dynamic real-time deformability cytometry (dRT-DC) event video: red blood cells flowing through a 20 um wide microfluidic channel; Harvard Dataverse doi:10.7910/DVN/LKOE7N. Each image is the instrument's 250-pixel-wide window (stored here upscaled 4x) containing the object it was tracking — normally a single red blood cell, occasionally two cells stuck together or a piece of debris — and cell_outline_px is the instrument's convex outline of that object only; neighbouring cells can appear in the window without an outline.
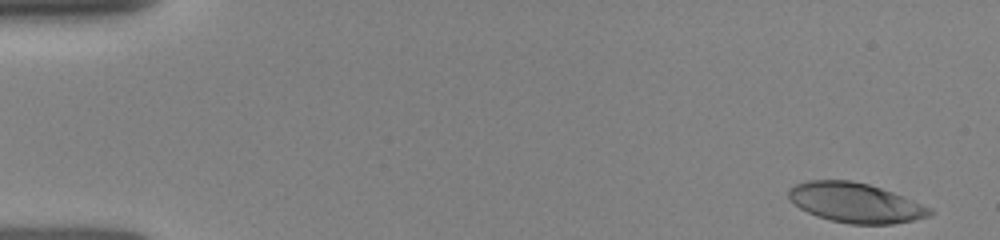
{"species": "human", "species_latin": "Homo sapiens", "temperature_condition": "room temperature", "stored_images_in_passage": 25, "camera_frame_rate_fps": 3000, "um_per_image_px": 0.085, "donor": {"sex": "female"}, "frame": {"image": 1, "passage_image": 1, "time_ms": 0.0, "image_size_px": [1000, 240], "cell_outline_px": [[936, 212], [928, 216], [912, 220], [892, 224], [848, 224], [816, 216], [800, 208], [788, 196], [788, 192], [796, 184], [808, 180], [852, 180], [868, 184], [892, 192], [932, 208]], "centroid_in_image_um": [72.73, 17.23], "position_along_channel_um": 12.3, "area_um2": 32.37}}
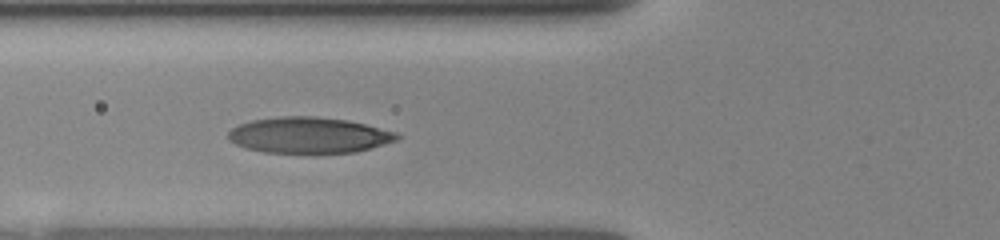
{"frame": {"image": 2, "passage_image": 18, "time_ms": 5.333, "image_size_px": [1000, 240], "cell_outline_px": [[400, 136], [396, 140], [384, 144], [356, 152], [264, 152], [248, 148], [236, 144], [228, 140], [228, 132], [232, 128], [240, 124], [252, 120], [280, 116], [312, 116], [348, 120], [396, 132]], "centroid_in_image_um": [26.24, 11.48], "position_along_channel_um": 99.6, "area_um2": 34.91}}
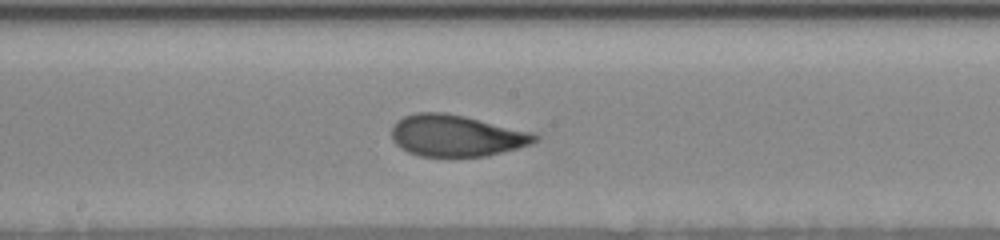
{"frame": {"image": 3, "passage_image": 25, "time_ms": 8.0, "image_size_px": [1000, 240], "cell_outline_px": [[540, 136], [532, 144], [488, 156], [420, 156], [408, 152], [400, 148], [392, 140], [392, 128], [396, 120], [404, 116], [416, 112], [444, 112], [464, 116], [536, 132]], "centroid_in_image_um": [38.81, 11.52], "position_along_channel_um": 209.4, "area_um2": 34.97}}